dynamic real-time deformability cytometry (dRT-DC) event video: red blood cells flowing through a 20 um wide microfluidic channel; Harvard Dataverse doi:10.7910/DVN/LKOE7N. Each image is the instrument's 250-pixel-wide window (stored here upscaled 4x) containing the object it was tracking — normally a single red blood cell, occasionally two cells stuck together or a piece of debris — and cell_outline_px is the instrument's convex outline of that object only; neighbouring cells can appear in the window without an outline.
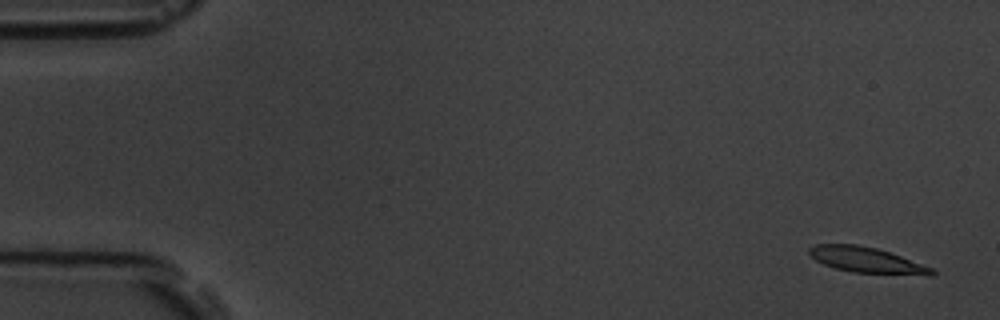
{"species": "common noctule bat (a hibernating species)", "species_latin": "Nyctalus noctula", "temperature_condition": "room temperature", "stored_images_in_passage": 5, "camera_frame_rate_fps": 3000, "um_per_image_px": 0.085, "animal": {"sex": "male", "body_mass_g": 19.5, "forearm_length_mm": 54.6}, "frame": {"image": 1, "passage_image": 1, "time_ms": 0.0, "image_size_px": [1000, 320], "cell_outline_px": [[936, 272], [932, 276], [928, 276], [852, 272], [836, 268], [824, 264], [816, 260], [808, 252], [808, 248], [816, 244], [856, 244], [876, 248], [900, 256], [932, 268]], "centroid_in_image_um": [73.68, 22.11], "position_along_channel_um": 11.3, "area_um2": 18.21}}
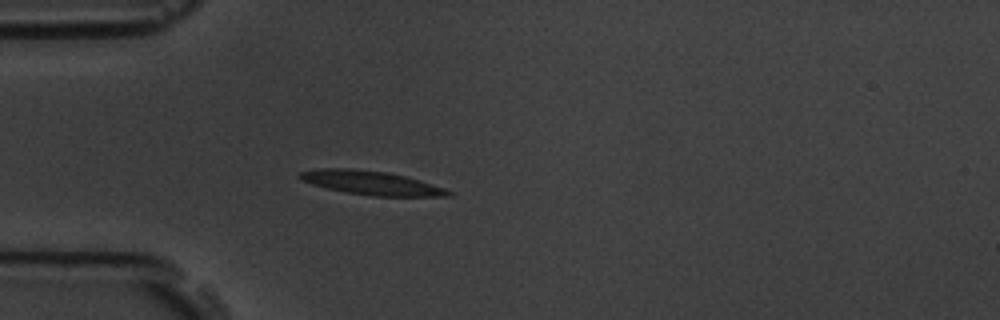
{"frame": {"image": 2, "passage_image": 5, "time_ms": 4.667, "image_size_px": [1000, 320], "cell_outline_px": [[456, 192], [452, 196], [372, 196], [344, 192], [312, 184], [300, 180], [300, 172], [324, 168], [352, 168], [384, 172], [408, 176]], "centroid_in_image_um": [31.62, 15.55], "position_along_channel_um": 53.4, "area_um2": 20.63}}